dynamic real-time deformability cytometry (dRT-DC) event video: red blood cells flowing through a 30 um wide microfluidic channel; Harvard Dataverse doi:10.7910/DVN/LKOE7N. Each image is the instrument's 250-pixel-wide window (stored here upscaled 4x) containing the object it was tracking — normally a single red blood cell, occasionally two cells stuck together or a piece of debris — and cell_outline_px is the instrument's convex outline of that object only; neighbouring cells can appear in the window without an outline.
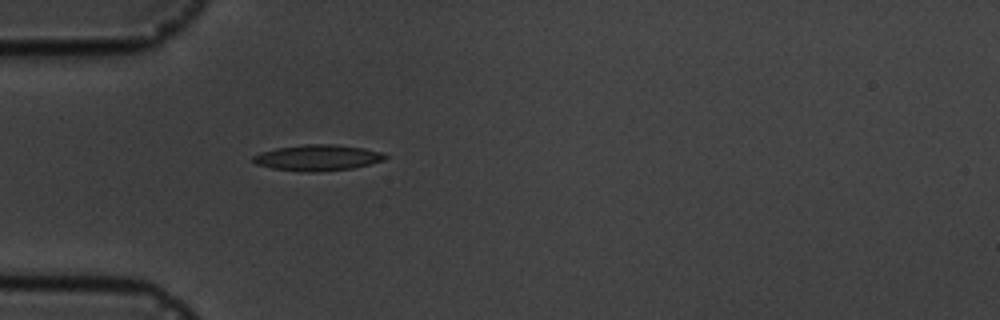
{"species": "common noctule bat (a hibernating species)", "species_latin": "Nyctalus noctula", "temperature_condition": "cold", "stored_images_in_passage": 1, "camera_frame_rate_fps": 3000, "um_per_image_px": 0.085, "animal": {"sex": "male", "body_mass_g": 19.5, "forearm_length_mm": 54.6}, "frame": {"image": 1, "passage_image": 1, "time_ms": 0.0, "image_size_px": [1000, 320], "cell_outline_px": [[388, 156], [384, 160], [352, 168], [312, 172], [308, 172], [272, 168], [256, 164], [252, 160], [252, 156], [260, 152], [276, 148], [304, 144], [332, 144], [364, 148], [384, 152]], "centroid_in_image_um": [26.99, 13.39], "position_along_channel_um": 58.0, "area_um2": 19.88}}